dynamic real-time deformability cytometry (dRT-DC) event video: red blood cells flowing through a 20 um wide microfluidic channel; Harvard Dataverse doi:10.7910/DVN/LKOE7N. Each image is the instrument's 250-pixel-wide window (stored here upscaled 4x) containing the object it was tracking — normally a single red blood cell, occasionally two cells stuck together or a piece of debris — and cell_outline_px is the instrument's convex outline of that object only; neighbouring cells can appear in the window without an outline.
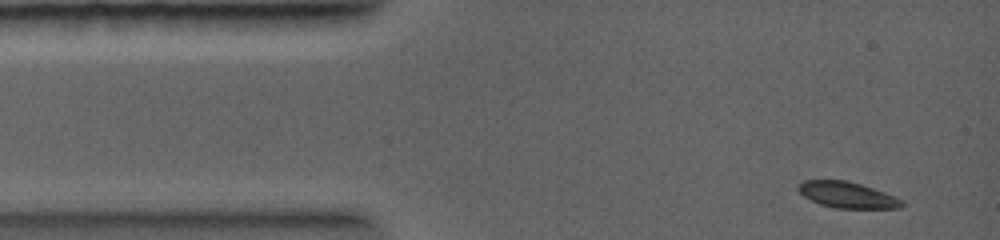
{"species": "common noctule bat (a hibernating species)", "species_latin": "Nyctalus noctula", "temperature_condition": "warm", "stored_images_in_passage": 5, "camera_frame_rate_fps": 5000, "um_per_image_px": 0.085, "animal": {"sex": "female", "body_mass_g": 19.0, "forearm_length_mm": 56.7}, "frame": {"image": 1, "passage_image": 1, "time_ms": 0.0, "image_size_px": [1000, 240], "cell_outline_px": [[904, 204], [900, 208], [836, 208], [820, 204], [804, 196], [796, 188], [796, 184], [804, 180], [848, 180], [884, 192], [904, 200]], "centroid_in_image_um": [72.0, 16.56], "position_along_channel_um": 13.0, "area_um2": 15.72}}
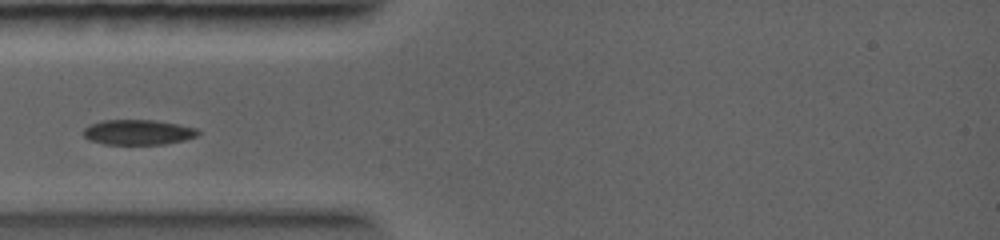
{"frame": {"image": 2, "passage_image": 5, "time_ms": 2.4, "image_size_px": [1000, 240], "cell_outline_px": [[200, 132], [196, 136], [184, 140], [164, 144], [104, 144], [88, 140], [84, 136], [84, 128], [88, 124], [100, 120], [156, 120], [196, 128]], "centroid_in_image_um": [11.69, 11.23], "position_along_channel_um": 73.3, "area_um2": 16.82}}